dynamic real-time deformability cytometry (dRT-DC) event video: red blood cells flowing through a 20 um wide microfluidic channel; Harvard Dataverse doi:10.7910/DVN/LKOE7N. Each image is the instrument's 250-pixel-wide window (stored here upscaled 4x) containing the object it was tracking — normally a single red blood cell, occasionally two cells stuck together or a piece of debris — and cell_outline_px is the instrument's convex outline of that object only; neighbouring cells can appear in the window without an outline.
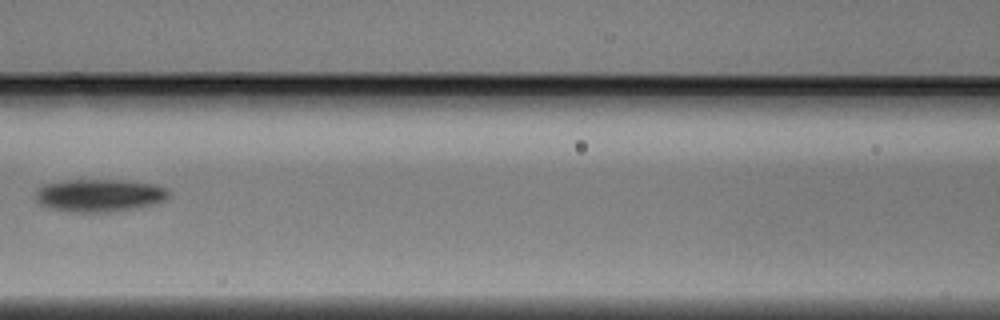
{"species": "Egyptian fruit bat (a non-hibernating species)", "species_latin": "Rousettus aegyptiacus", "temperature_condition": "warm", "stored_images_in_passage": 5, "camera_frame_rate_fps": 3000, "um_per_image_px": 0.085, "animal": {"sex": "male"}, "frame": {"image": 1, "passage_image": 5, "time_ms": 1.333, "image_size_px": [1000, 320], "cell_outline_px": [[168, 196], [164, 200], [152, 204], [132, 208], [104, 212], [72, 212], [52, 208], [40, 204], [36, 200], [36, 192], [44, 184], [64, 180], [116, 180], [152, 184], [168, 188]], "centroid_in_image_um": [8.41, 16.6], "position_along_channel_um": 158.2, "area_um2": 24.91}}